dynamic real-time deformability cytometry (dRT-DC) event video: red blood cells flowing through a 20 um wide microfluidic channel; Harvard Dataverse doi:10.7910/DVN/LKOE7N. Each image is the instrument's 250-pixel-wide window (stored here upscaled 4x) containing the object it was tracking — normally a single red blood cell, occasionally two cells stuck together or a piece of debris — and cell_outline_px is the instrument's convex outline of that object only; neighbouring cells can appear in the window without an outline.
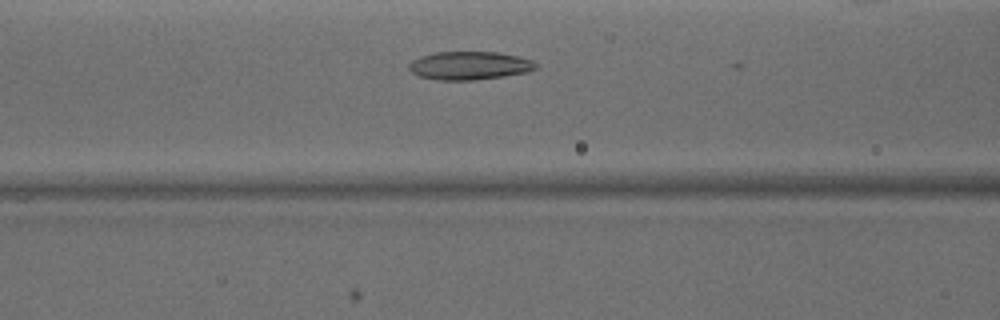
{"species": "common noctule bat (a hibernating species)", "species_latin": "Nyctalus noctula", "temperature_condition": "warm", "stored_images_in_passage": 11, "camera_frame_rate_fps": 3000, "um_per_image_px": 0.085, "animal": {"sex": "male", "body_mass_g": 15.6}, "frame": {"image": 1, "passage_image": 6, "time_ms": 1.667, "image_size_px": [1000, 320], "cell_outline_px": [[540, 68], [528, 72], [504, 76], [472, 80], [436, 80], [420, 76], [412, 72], [408, 68], [408, 64], [412, 60], [420, 56], [436, 52], [500, 52], [520, 56], [532, 60], [540, 64]], "centroid_in_image_um": [39.97, 5.57], "position_along_channel_um": 126.6, "area_um2": 21.21}}
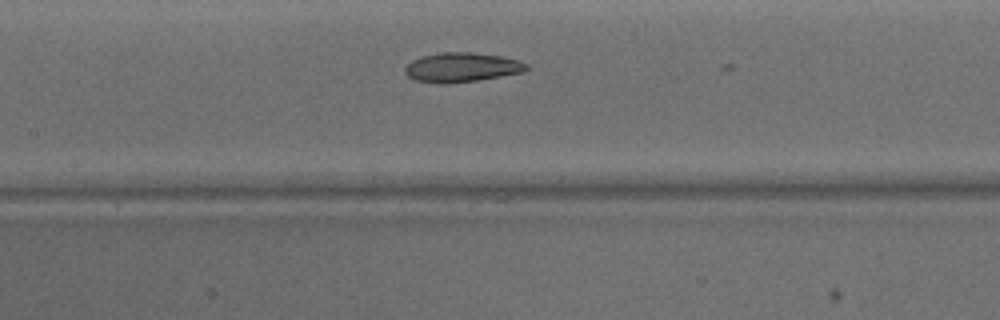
{"frame": {"image": 2, "passage_image": 9, "time_ms": 2.667, "image_size_px": [1000, 320], "cell_outline_px": [[528, 68], [520, 72], [500, 76], [476, 80], [448, 84], [436, 84], [416, 80], [408, 76], [404, 72], [404, 68], [412, 60], [424, 56], [440, 52], [472, 52], [500, 56], [520, 60], [528, 64]], "centroid_in_image_um": [39.22, 5.72], "position_along_channel_um": 168.2, "area_um2": 20.75}}